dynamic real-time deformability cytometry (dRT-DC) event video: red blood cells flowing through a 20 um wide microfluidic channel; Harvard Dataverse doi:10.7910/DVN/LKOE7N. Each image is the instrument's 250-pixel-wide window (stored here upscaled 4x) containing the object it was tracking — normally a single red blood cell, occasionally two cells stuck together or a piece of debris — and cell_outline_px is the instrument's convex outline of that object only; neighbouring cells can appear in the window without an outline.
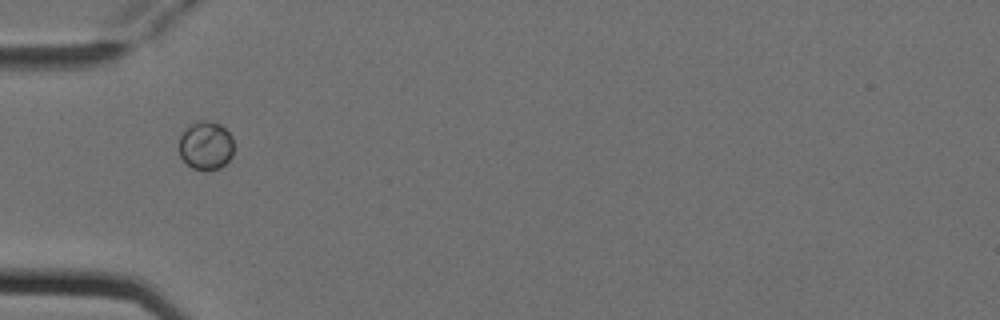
{"species": "Egyptian fruit bat (a non-hibernating species)", "species_latin": "Rousettus aegyptiacus", "temperature_condition": "cold", "stored_images_in_passage": 3, "camera_frame_rate_fps": 3000, "um_per_image_px": 0.085, "animal": {"sex": "female"}, "frame": {"image": 1, "passage_image": 1, "time_ms": 0.0, "image_size_px": [1000, 320], "cell_outline_px": [[232, 156], [220, 168], [204, 172], [192, 168], [180, 156], [180, 136], [184, 128], [188, 124], [196, 120], [208, 120], [220, 124], [232, 136]], "centroid_in_image_um": [17.47, 12.36], "position_along_channel_um": 67.5, "area_um2": 15.72}}
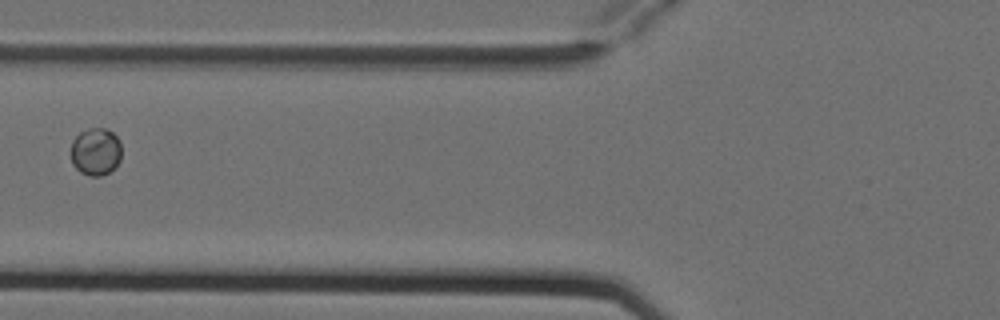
{"frame": {"image": 2, "passage_image": 2, "time_ms": 0.333, "image_size_px": [1000, 320], "cell_outline_px": [[120, 160], [108, 172], [100, 176], [88, 176], [80, 172], [72, 164], [72, 140], [80, 132], [88, 128], [104, 128], [112, 132], [120, 140]], "centroid_in_image_um": [8.12, 12.88], "position_along_channel_um": 117.7, "area_um2": 13.93}}
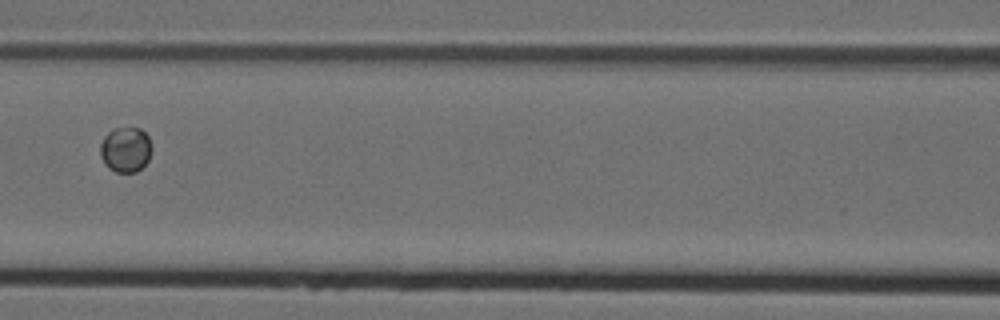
{"frame": {"image": 3, "passage_image": 3, "time_ms": 0.667, "image_size_px": [1000, 320], "cell_outline_px": [[152, 152], [148, 160], [136, 172], [116, 172], [108, 168], [104, 164], [100, 156], [100, 144], [104, 136], [112, 128], [140, 128], [148, 136], [152, 144]], "centroid_in_image_um": [10.67, 12.71], "position_along_channel_um": 155.9, "area_um2": 13.76}}